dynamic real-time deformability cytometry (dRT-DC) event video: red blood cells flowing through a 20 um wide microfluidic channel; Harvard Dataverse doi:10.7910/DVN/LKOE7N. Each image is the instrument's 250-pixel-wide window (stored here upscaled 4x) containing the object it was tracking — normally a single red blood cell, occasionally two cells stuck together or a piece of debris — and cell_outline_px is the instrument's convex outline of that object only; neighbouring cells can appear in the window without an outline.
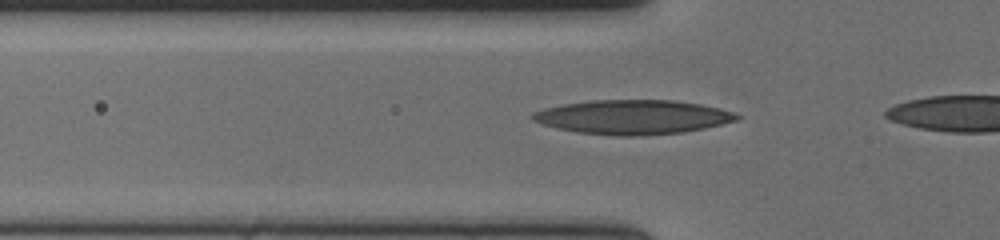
{"species": "human", "species_latin": "Homo sapiens", "temperature_condition": "cold", "stored_images_in_passage": 14, "camera_frame_rate_fps": 3000, "um_per_image_px": 0.085, "donor": {"sex": "female"}, "frame": {"image": 1, "passage_image": 4, "time_ms": 1.0, "image_size_px": [1000, 240], "cell_outline_px": [[740, 116], [736, 120], [704, 128], [684, 132], [636, 136], [616, 136], [576, 132], [556, 128], [532, 120], [528, 116], [532, 112], [544, 108], [564, 104], [592, 100], [672, 100], [700, 104], [720, 108], [732, 112]], "centroid_in_image_um": [53.73, 9.95], "position_along_channel_um": 72.1, "area_um2": 40.75}}
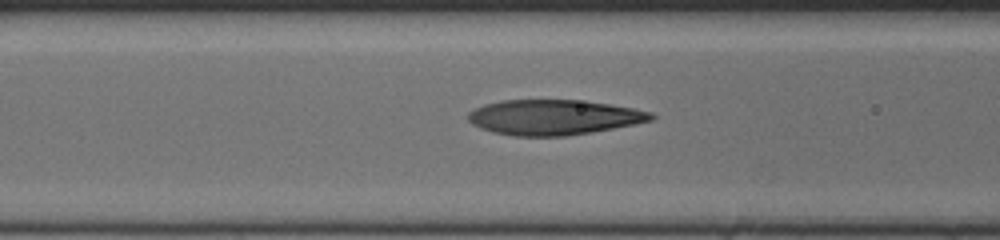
{"frame": {"image": 2, "passage_image": 8, "time_ms": 2.333, "image_size_px": [1000, 240], "cell_outline_px": [[656, 116], [652, 120], [592, 132], [568, 136], [512, 136], [492, 132], [480, 128], [472, 124], [468, 120], [468, 112], [484, 104], [500, 100], [584, 100], [632, 108], [652, 112]], "centroid_in_image_um": [47.03, 9.97], "position_along_channel_um": 119.6, "area_um2": 37.51}}
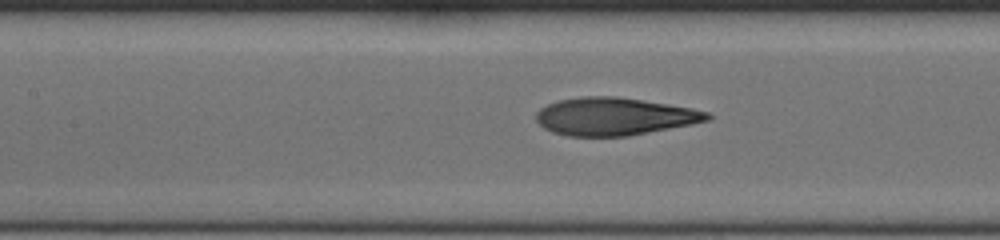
{"frame": {"image": 3, "passage_image": 11, "time_ms": 3.333, "image_size_px": [1000, 240], "cell_outline_px": [[712, 116], [708, 120], [628, 136], [568, 136], [552, 132], [544, 128], [536, 120], [536, 112], [540, 108], [548, 104], [560, 100], [584, 96], [616, 96], [668, 104], [692, 108], [708, 112]], "centroid_in_image_um": [52.17, 9.89], "position_along_channel_um": 155.2, "area_um2": 37.22}}